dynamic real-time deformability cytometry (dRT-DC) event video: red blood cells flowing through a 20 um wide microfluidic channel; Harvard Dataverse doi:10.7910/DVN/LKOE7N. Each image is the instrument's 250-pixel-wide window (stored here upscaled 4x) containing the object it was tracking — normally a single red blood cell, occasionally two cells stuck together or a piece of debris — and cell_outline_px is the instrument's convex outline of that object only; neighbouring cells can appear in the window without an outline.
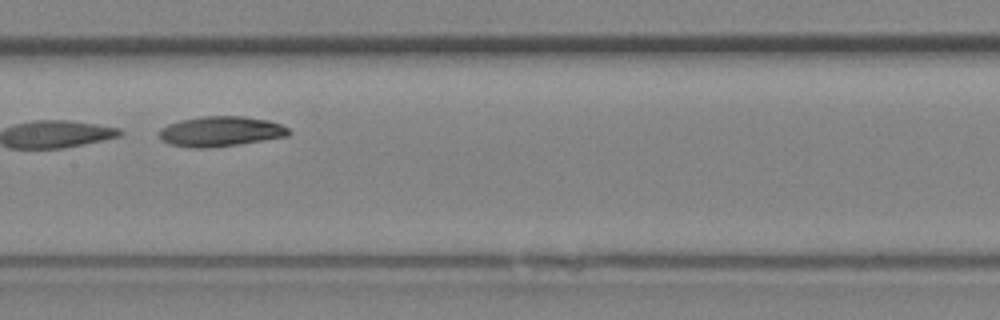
{"species": "Egyptian fruit bat (a non-hibernating species)", "species_latin": "Rousettus aegyptiacus", "temperature_condition": "room temperature", "stored_images_in_passage": 27, "camera_frame_rate_fps": 3000, "um_per_image_px": 0.085, "animal": {"sex": "female"}, "frame": {"image": 1, "passage_image": 12, "time_ms": 3.667, "image_size_px": [1000, 320], "cell_outline_px": [[292, 132], [288, 136], [264, 140], [208, 148], [188, 148], [168, 144], [160, 140], [160, 128], [168, 124], [180, 120], [204, 116], [244, 116], [268, 120], [280, 124], [288, 128]], "centroid_in_image_um": [18.73, 11.17], "position_along_channel_um": 188.7, "area_um2": 22.83}}